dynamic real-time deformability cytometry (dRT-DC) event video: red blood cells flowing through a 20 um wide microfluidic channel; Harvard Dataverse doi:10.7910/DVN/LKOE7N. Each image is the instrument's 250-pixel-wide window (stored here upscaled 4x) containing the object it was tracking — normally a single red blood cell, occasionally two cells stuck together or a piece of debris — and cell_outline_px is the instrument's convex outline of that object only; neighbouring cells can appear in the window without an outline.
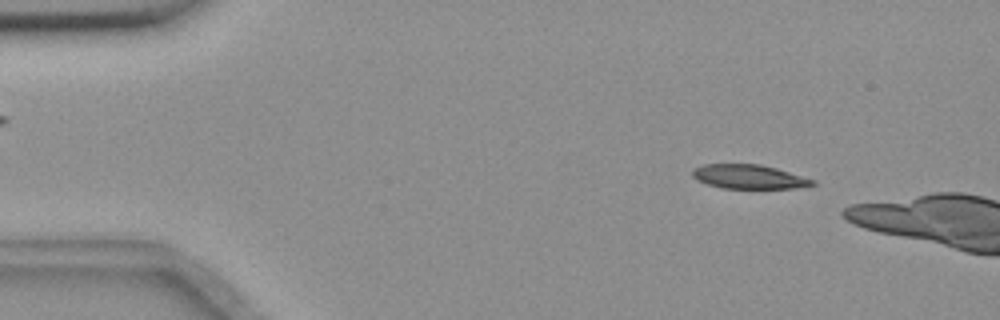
{"species": "common noctule bat (a hibernating species)", "species_latin": "Nyctalus noctula", "temperature_condition": "room temperature", "stored_images_in_passage": 10, "camera_frame_rate_fps": 3000, "um_per_image_px": 0.085, "animal": {"sex": "female", "body_mass_g": 18.4}, "frame": {"image": 1, "passage_image": 6, "time_ms": 1.667, "image_size_px": [1000, 320], "cell_outline_px": [[816, 184], [796, 188], [720, 188], [696, 180], [692, 176], [692, 168], [704, 164], [760, 164], [776, 168], [816, 180]], "centroid_in_image_um": [63.63, 15.02], "position_along_channel_um": 21.4, "area_um2": 16.94}}